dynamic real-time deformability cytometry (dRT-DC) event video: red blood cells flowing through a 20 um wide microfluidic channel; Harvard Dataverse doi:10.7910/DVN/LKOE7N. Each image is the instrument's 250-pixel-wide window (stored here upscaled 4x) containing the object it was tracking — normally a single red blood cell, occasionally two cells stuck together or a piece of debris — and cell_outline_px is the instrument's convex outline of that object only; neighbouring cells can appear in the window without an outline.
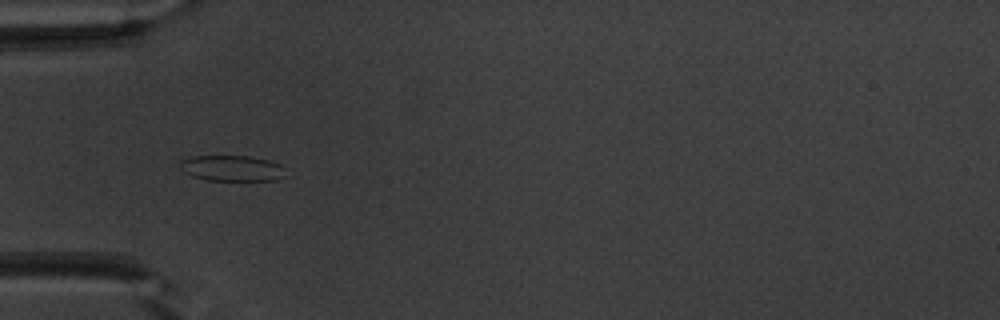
{"species": "common noctule bat (a hibernating species)", "species_latin": "Nyctalus noctula", "temperature_condition": "warm", "stored_images_in_passage": 35, "camera_frame_rate_fps": 3000, "um_per_image_px": 0.085, "animal": {"sex": "male", "body_mass_g": 20.1, "forearm_length_mm": 53.5}, "frame": {"image": 1, "passage_image": 1, "time_ms": 0.0, "image_size_px": [1000, 320], "cell_outline_px": [[284, 176], [276, 180], [208, 180], [192, 176], [184, 172], [180, 168], [180, 160], [188, 156], [252, 156], [268, 160], [280, 164], [284, 168]], "centroid_in_image_um": [19.69, 14.29], "position_along_channel_um": 65.3, "area_um2": 15.9}}
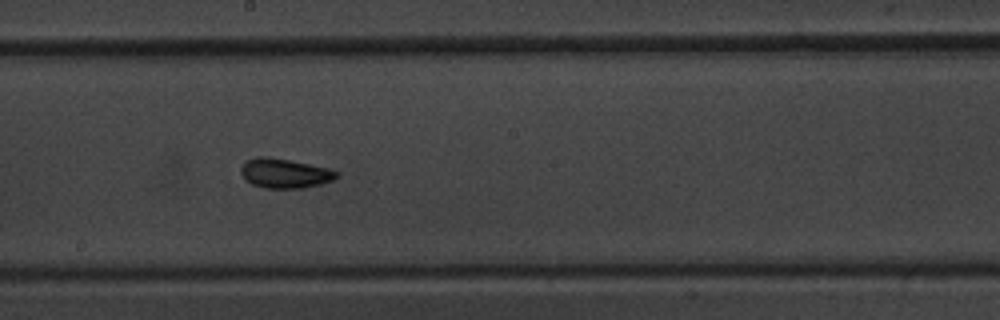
{"frame": {"image": 2, "passage_image": 13, "time_ms": 4.0, "image_size_px": [1000, 320], "cell_outline_px": [[340, 176], [332, 180], [320, 184], [304, 188], [264, 188], [252, 184], [244, 180], [240, 172], [240, 168], [248, 160], [256, 156], [268, 156], [328, 168], [340, 172]], "centroid_in_image_um": [24.19, 14.73], "position_along_channel_um": 224.0, "area_um2": 16.53}}
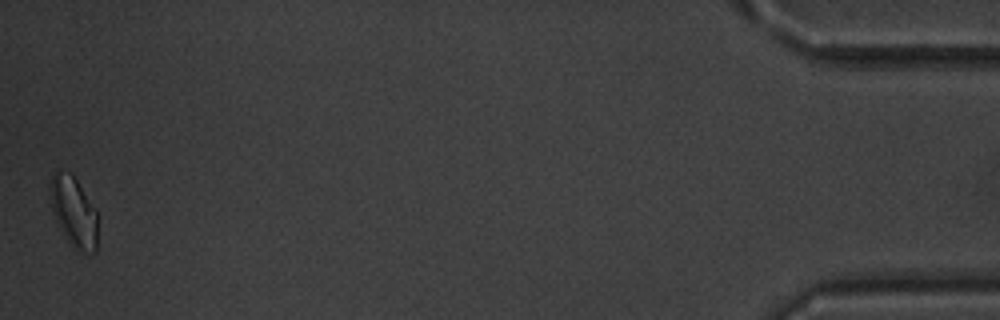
{"frame": {"image": 3, "passage_image": 35, "time_ms": 11.333, "image_size_px": [1000, 320], "cell_outline_px": [[96, 252], [76, 252], [72, 248], [56, 224], [52, 212], [48, 188], [52, 176], [56, 172], [72, 172], [96, 212]], "centroid_in_image_um": [6.21, 18.03], "position_along_channel_um": 429.0, "area_um2": 19.54}, "authors_computed_cell_mechanics": {"area_um2": 15.8372, "velocity_mm_per_s": 3.9941, "shape_relaxation_time_tau1_ms": 7.8131, "shape_relaxation_time_tau2_ms": 1.3726, "deformation_change_tau1": 0.1355, "deformation_change_tau2": 0.077}}